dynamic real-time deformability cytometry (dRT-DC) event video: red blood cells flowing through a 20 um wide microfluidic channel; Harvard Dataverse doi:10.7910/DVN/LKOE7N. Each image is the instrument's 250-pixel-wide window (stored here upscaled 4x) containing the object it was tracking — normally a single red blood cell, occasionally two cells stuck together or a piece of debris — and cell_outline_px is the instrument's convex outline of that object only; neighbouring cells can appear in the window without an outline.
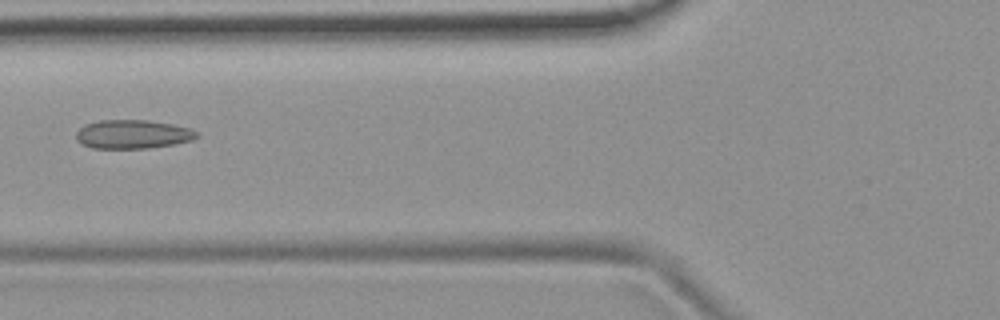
{"species": "common noctule bat (a hibernating species)", "species_latin": "Nyctalus noctula", "temperature_condition": "room temperature", "stored_images_in_passage": 5, "camera_frame_rate_fps": 3000, "um_per_image_px": 0.085, "animal": {"sex": "female", "body_mass_g": 19.9}, "frame": {"image": 1, "passage_image": 4, "time_ms": 1.0, "image_size_px": [1000, 320], "cell_outline_px": [[200, 136], [192, 140], [172, 144], [148, 148], [92, 148], [76, 140], [76, 132], [84, 124], [100, 120], [148, 120], [172, 124], [192, 128]], "centroid_in_image_um": [11.29, 11.4], "position_along_channel_um": 114.5, "area_um2": 20.23}}
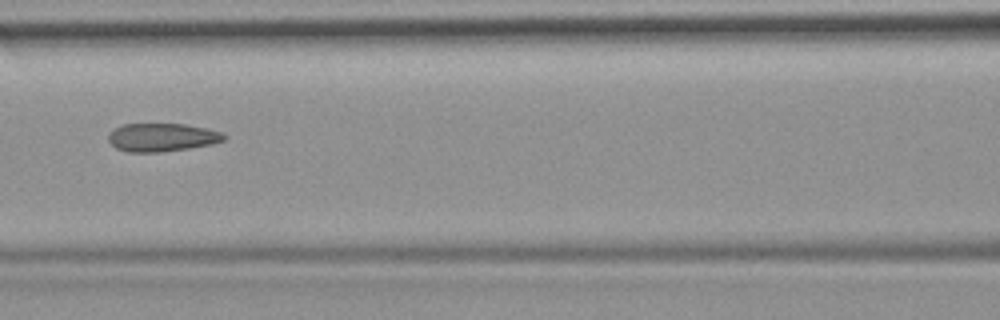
{"frame": {"image": 2, "passage_image": 5, "time_ms": 1.333, "image_size_px": [1000, 320], "cell_outline_px": [[228, 136], [224, 140], [212, 144], [188, 148], [160, 152], [128, 152], [116, 148], [108, 140], [108, 136], [116, 128], [124, 124], [184, 124], [208, 128], [224, 132]], "centroid_in_image_um": [13.83, 11.67], "position_along_channel_um": 152.8, "area_um2": 19.02}}